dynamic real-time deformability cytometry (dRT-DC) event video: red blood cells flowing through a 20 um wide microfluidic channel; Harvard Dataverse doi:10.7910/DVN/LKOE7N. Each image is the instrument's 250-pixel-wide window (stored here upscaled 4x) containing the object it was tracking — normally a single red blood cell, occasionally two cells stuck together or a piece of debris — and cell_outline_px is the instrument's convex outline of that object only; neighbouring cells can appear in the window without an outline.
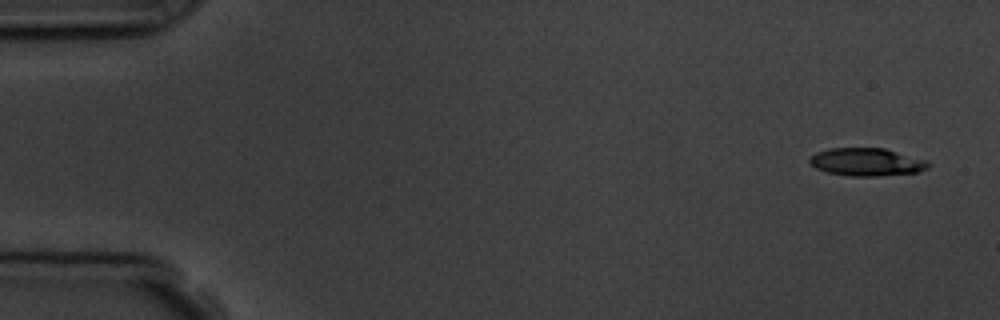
{"species": "common noctule bat (a hibernating species)", "species_latin": "Nyctalus noctula", "temperature_condition": "room temperature", "stored_images_in_passage": 11, "camera_frame_rate_fps": 3000, "um_per_image_px": 0.085, "animal": {"sex": "male", "body_mass_g": 19.5, "forearm_length_mm": 54.6}, "frame": {"image": 1, "passage_image": 1, "time_ms": 0.0, "image_size_px": [1000, 320], "cell_outline_px": [[932, 164], [928, 168], [916, 172], [880, 176], [848, 176], [828, 172], [816, 168], [808, 164], [808, 160], [816, 152], [828, 148], [884, 148], [928, 160]], "centroid_in_image_um": [73.67, 13.77], "position_along_channel_um": 11.3, "area_um2": 19.42}}
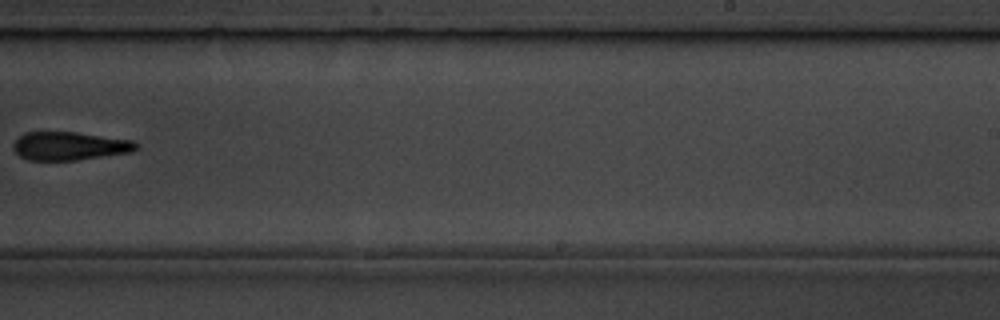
{"frame": {"image": 2, "passage_image": 10, "time_ms": 10.667, "image_size_px": [1000, 320], "cell_outline_px": [[140, 148], [132, 152], [76, 160], [28, 160], [20, 156], [12, 148], [12, 144], [24, 132], [76, 132], [132, 140], [140, 144]], "centroid_in_image_um": [5.94, 12.41], "position_along_channel_um": 283.1, "area_um2": 20.4}}